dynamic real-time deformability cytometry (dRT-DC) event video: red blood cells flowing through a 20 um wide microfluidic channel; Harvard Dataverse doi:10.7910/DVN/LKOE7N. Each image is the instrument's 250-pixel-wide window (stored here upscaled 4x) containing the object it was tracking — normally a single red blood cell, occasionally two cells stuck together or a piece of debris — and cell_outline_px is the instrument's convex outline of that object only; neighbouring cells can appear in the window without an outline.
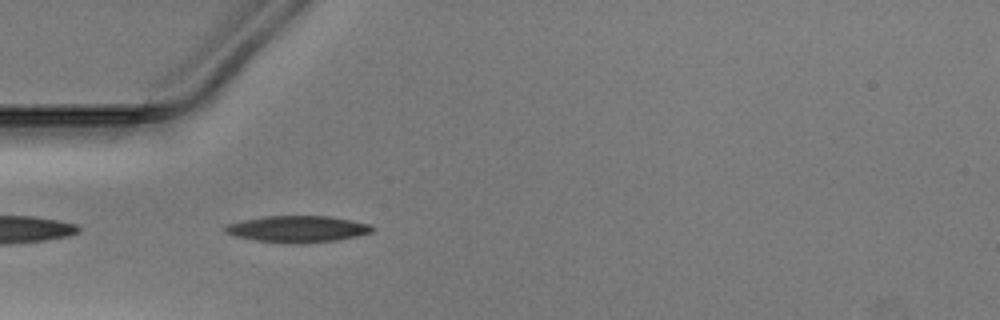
{"species": "Egyptian fruit bat (a non-hibernating species)", "species_latin": "Rousettus aegyptiacus", "temperature_condition": "warm", "stored_images_in_passage": 37, "camera_frame_rate_fps": 3000, "um_per_image_px": 0.085, "animal": {"sex": "male"}, "frame": {"image": 1, "passage_image": 2, "time_ms": 0.333, "image_size_px": [1000, 320], "cell_outline_px": [[376, 228], [372, 232], [356, 236], [336, 240], [300, 244], [292, 244], [256, 240], [236, 236], [224, 232], [224, 228], [228, 224], [244, 220], [268, 216], [328, 216], [352, 220], [372, 224]], "centroid_in_image_um": [25.35, 19.47], "position_along_channel_um": 59.7, "area_um2": 22.72}}
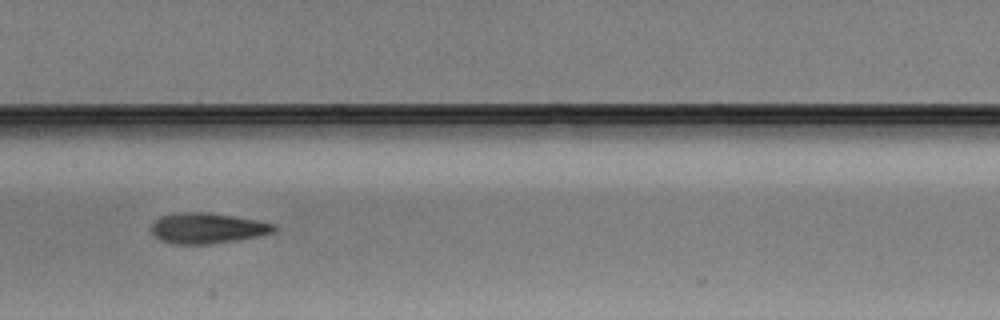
{"frame": {"image": 2, "passage_image": 12, "time_ms": 3.667, "image_size_px": [1000, 320], "cell_outline_px": [[276, 232], [260, 236], [208, 244], [172, 244], [160, 240], [152, 232], [152, 224], [156, 220], [164, 216], [192, 212], [200, 212], [232, 216], [256, 220], [276, 224]], "centroid_in_image_um": [17.67, 19.42], "position_along_channel_um": 189.7, "area_um2": 21.39}}
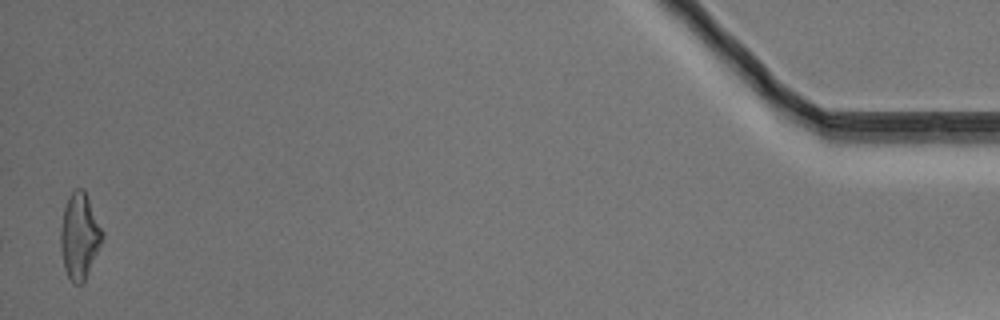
{"frame": {"image": 3, "passage_image": 37, "time_ms": 12.0, "image_size_px": [1000, 320], "cell_outline_px": [[104, 236], [84, 284], [72, 284], [64, 268], [60, 252], [60, 228], [64, 208], [72, 192], [76, 188], [84, 188], [104, 232]], "centroid_in_image_um": [6.76, 20.1], "position_along_channel_um": 428.4, "area_um2": 21.1}}